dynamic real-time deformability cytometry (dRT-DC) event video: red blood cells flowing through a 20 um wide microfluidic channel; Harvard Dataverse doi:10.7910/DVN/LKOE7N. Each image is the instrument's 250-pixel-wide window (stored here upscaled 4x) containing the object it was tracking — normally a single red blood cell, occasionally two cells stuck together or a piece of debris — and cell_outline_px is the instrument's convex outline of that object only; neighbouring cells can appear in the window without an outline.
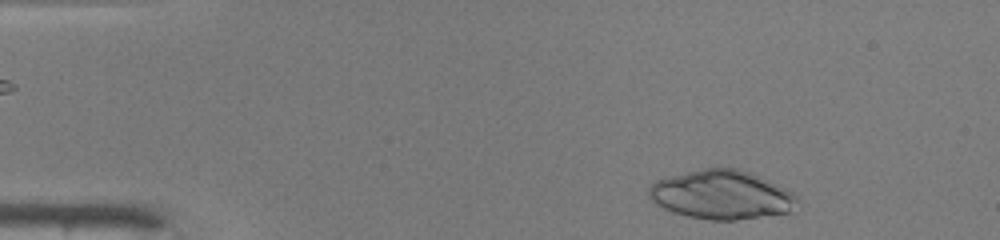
{"species": "common noctule bat (a hibernating species)", "species_latin": "Nyctalus noctula", "temperature_condition": "warm", "stored_images_in_passage": 42, "camera_frame_rate_fps": 3000, "um_per_image_px": 0.085, "animal": {"sex": "male", "body_mass_g": 19.0, "forearm_length_mm": 50.8}, "frame": {"image": 1, "passage_image": 1, "time_ms": 0.0, "image_size_px": [1000, 240], "cell_outline_px": [[796, 200], [788, 212], [736, 220], [712, 220], [688, 216], [664, 208], [648, 200], [648, 188], [656, 180], [668, 176], [708, 168], [736, 168], [748, 172], [768, 180], [792, 192], [796, 196]], "centroid_in_image_um": [61.26, 16.55], "position_along_channel_um": 23.7, "area_um2": 41.56}}